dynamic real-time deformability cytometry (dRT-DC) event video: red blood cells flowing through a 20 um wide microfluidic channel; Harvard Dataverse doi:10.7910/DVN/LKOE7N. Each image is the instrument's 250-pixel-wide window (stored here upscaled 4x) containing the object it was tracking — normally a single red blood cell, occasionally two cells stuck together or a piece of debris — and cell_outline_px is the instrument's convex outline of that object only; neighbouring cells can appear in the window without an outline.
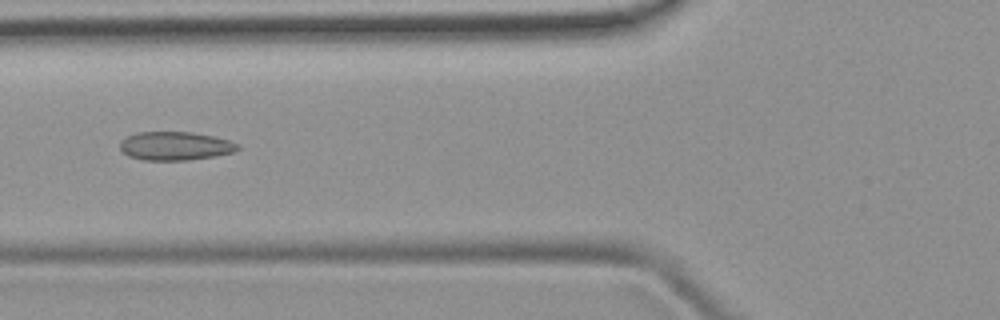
{"species": "common noctule bat (a hibernating species)", "species_latin": "Nyctalus noctula", "temperature_condition": "room temperature", "stored_images_in_passage": 49, "camera_frame_rate_fps": 3000, "um_per_image_px": 0.085, "animal": {"sex": "female", "body_mass_g": 19.9}, "frame": {"image": 1, "passage_image": 19, "time_ms": 6.0, "image_size_px": [1000, 320], "cell_outline_px": [[240, 148], [236, 152], [216, 156], [188, 160], [144, 160], [128, 156], [120, 148], [120, 140], [136, 132], [192, 132], [216, 136], [240, 144]], "centroid_in_image_um": [14.93, 12.4], "position_along_channel_um": 110.9, "area_um2": 19.83}}
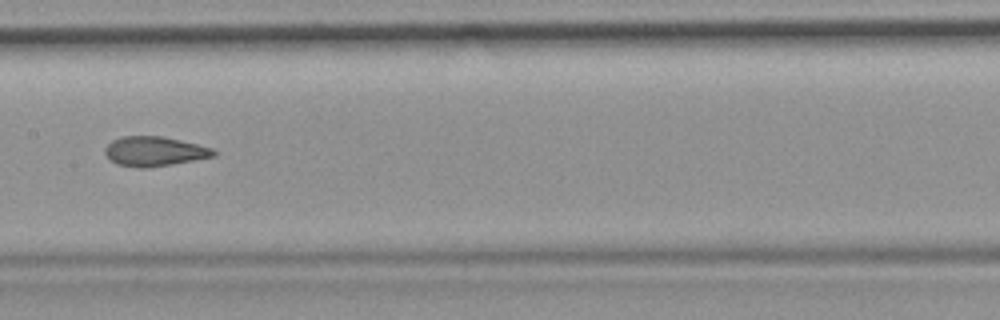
{"frame": {"image": 2, "passage_image": 25, "time_ms": 8.0, "image_size_px": [1000, 320], "cell_outline_px": [[216, 156], [172, 164], [148, 168], [136, 168], [116, 164], [104, 152], [104, 148], [112, 140], [124, 136], [160, 136], [180, 140], [212, 148], [216, 152]], "centroid_in_image_um": [13.11, 12.87], "position_along_channel_um": 194.3, "area_um2": 18.67}}
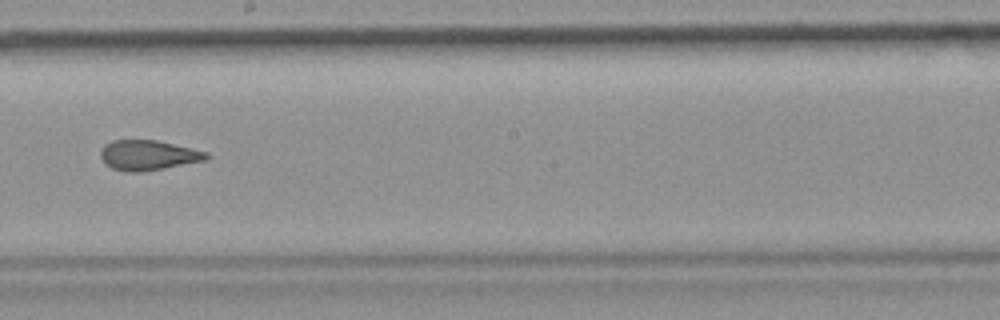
{"frame": {"image": 3, "passage_image": 28, "time_ms": 9.0, "image_size_px": [1000, 320], "cell_outline_px": [[212, 156], [208, 160], [140, 172], [128, 172], [112, 168], [104, 164], [100, 156], [100, 148], [104, 144], [112, 140], [156, 140], [192, 148], [208, 152]], "centroid_in_image_um": [12.59, 13.19], "position_along_channel_um": 235.6, "area_um2": 18.73}}